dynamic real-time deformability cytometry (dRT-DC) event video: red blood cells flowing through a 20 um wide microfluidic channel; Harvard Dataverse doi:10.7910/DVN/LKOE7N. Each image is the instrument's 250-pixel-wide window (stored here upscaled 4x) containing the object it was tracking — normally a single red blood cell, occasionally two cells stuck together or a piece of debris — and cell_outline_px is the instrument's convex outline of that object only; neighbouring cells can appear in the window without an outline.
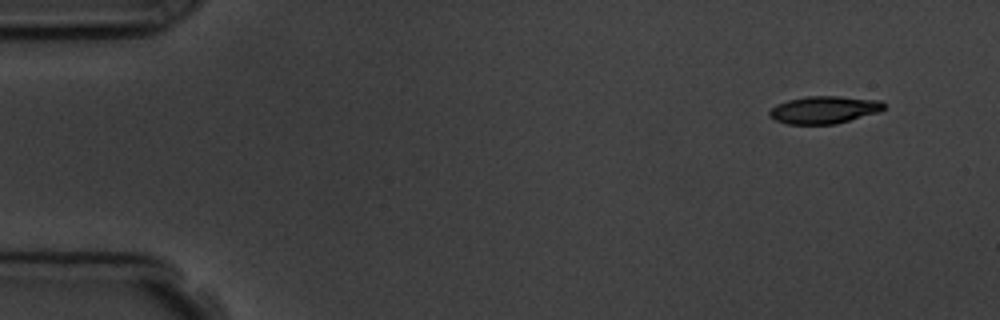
{"species": "common noctule bat (a hibernating species)", "species_latin": "Nyctalus noctula", "temperature_condition": "room temperature", "stored_images_in_passage": 6, "segment_of_instrument_passage": [1, 2], "camera_frame_rate_fps": 3000, "um_per_image_px": 0.085, "animal": {"sex": "male", "body_mass_g": 19.5, "forearm_length_mm": 54.6}, "frame": {"image": 1, "passage_image": 1, "time_ms": 0.0, "image_size_px": [1000, 320], "cell_outline_px": [[884, 108], [880, 112], [836, 124], [788, 124], [776, 120], [768, 116], [768, 112], [776, 104], [788, 100], [808, 96], [840, 96], [880, 100], [884, 104]], "centroid_in_image_um": [70.05, 9.33], "position_along_channel_um": 14.9, "area_um2": 18.38}}